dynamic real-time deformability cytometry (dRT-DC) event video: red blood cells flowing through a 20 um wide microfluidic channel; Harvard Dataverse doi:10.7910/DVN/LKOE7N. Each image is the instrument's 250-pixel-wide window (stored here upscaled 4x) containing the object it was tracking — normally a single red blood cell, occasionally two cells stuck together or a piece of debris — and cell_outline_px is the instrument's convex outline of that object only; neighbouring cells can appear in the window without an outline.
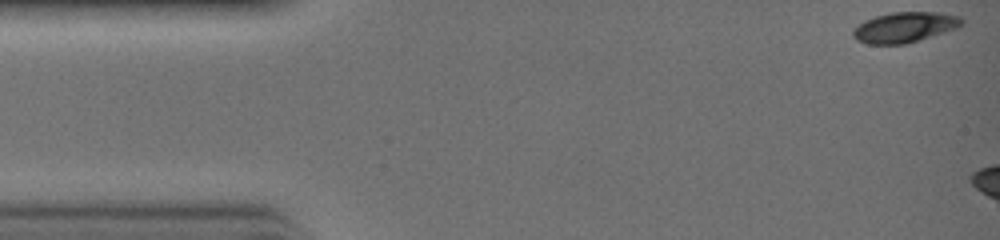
{"species": "common noctule bat (a hibernating species)", "species_latin": "Nyctalus noctula", "temperature_condition": "warm", "stored_images_in_passage": 5, "camera_frame_rate_fps": 3000, "um_per_image_px": 0.085, "animal": {"sex": "female", "body_mass_g": 19.0, "forearm_length_mm": 51.5}, "frame": {"image": 1, "passage_image": 1, "time_ms": 0.0, "image_size_px": [1000, 240], "cell_outline_px": [[964, 20], [956, 28], [904, 44], [868, 44], [856, 40], [852, 36], [852, 32], [864, 20], [876, 16], [892, 12], [940, 12], [960, 16]], "centroid_in_image_um": [76.87, 2.31], "position_along_channel_um": 8.1, "area_um2": 18.96}}